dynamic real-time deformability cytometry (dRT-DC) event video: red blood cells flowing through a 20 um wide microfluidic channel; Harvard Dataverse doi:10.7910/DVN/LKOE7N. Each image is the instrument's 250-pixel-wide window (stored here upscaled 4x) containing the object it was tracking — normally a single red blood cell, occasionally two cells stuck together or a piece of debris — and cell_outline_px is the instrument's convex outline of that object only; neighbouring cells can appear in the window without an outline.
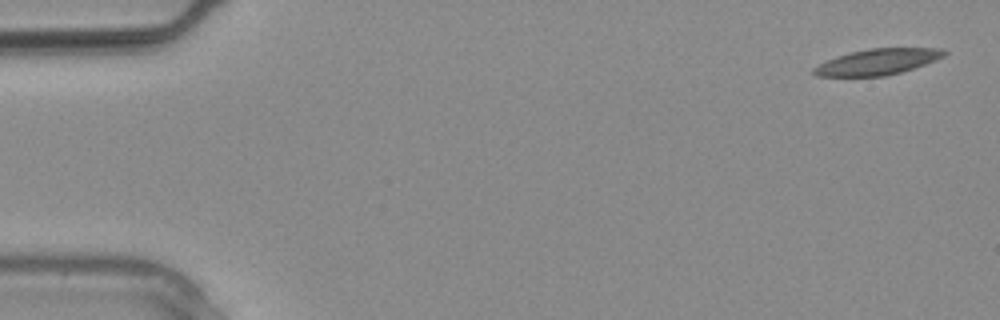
{"species": "common noctule bat (a hibernating species)", "species_latin": "Nyctalus noctula", "temperature_condition": "warm", "stored_images_in_passage": 3, "camera_frame_rate_fps": 3000, "um_per_image_px": 0.085, "animal": {"sex": "male", "body_mass_g": 20.4}, "frame": {"image": 1, "passage_image": 1, "time_ms": 0.0, "image_size_px": [1000, 320], "cell_outline_px": [[948, 52], [944, 56], [936, 60], [900, 72], [884, 76], [816, 76], [812, 72], [812, 68], [836, 56], [868, 48], [940, 48]], "centroid_in_image_um": [74.59, 5.25], "position_along_channel_um": 10.4, "area_um2": 19.48}}
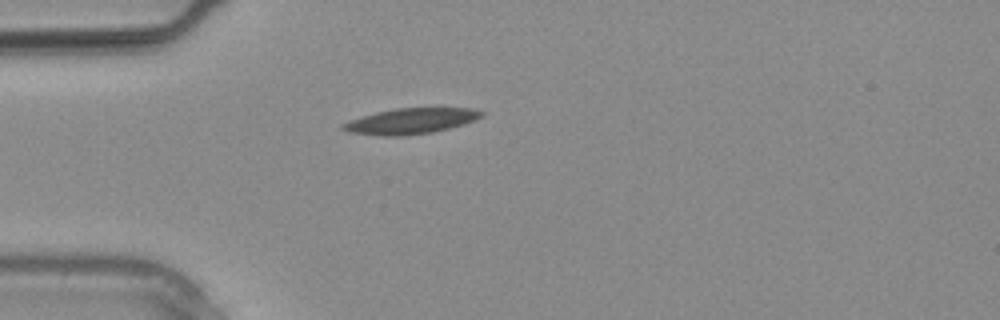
{"frame": {"image": 2, "passage_image": 3, "time_ms": 0.667, "image_size_px": [1000, 320], "cell_outline_px": [[484, 116], [476, 120], [464, 124], [432, 132], [400, 136], [380, 136], [348, 132], [340, 128], [340, 124], [348, 120], [360, 116], [376, 112], [396, 108], [472, 108], [484, 112]], "centroid_in_image_um": [34.88, 10.29], "position_along_channel_um": 50.1, "area_um2": 20.92}}